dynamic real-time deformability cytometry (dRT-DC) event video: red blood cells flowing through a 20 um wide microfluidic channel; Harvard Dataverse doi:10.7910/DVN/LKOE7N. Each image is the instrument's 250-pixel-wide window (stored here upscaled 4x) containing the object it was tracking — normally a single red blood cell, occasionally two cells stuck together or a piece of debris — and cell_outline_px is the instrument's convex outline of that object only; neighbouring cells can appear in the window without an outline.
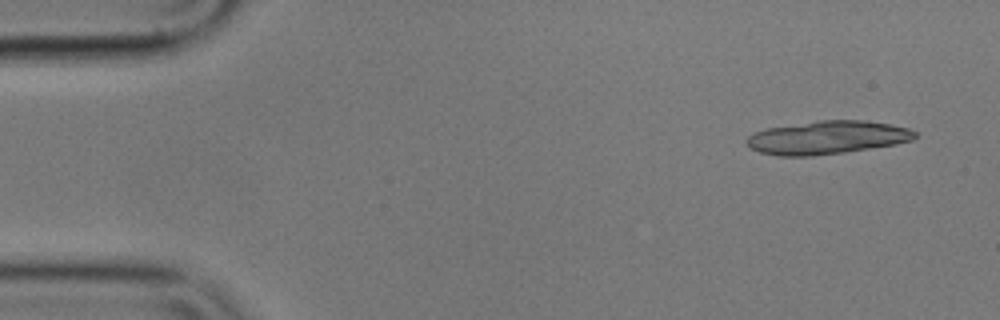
{"species": "common noctule bat (a hibernating species)", "species_latin": "Nyctalus noctula", "temperature_condition": "cold", "stored_images_in_passage": 13, "camera_frame_rate_fps": 3000, "um_per_image_px": 0.085, "animal": {"sex": "male", "body_mass_g": 17.9}, "frame": {"image": 1, "passage_image": 1, "time_ms": 0.0, "image_size_px": [1000, 320], "cell_outline_px": [[916, 136], [912, 140], [896, 144], [844, 152], [812, 156], [776, 156], [760, 152], [748, 148], [744, 140], [752, 132], [768, 128], [820, 120], [864, 120], [888, 124], [908, 128], [916, 132]], "centroid_in_image_um": [70.25, 11.69], "position_along_channel_um": 14.7, "area_um2": 32.66}}